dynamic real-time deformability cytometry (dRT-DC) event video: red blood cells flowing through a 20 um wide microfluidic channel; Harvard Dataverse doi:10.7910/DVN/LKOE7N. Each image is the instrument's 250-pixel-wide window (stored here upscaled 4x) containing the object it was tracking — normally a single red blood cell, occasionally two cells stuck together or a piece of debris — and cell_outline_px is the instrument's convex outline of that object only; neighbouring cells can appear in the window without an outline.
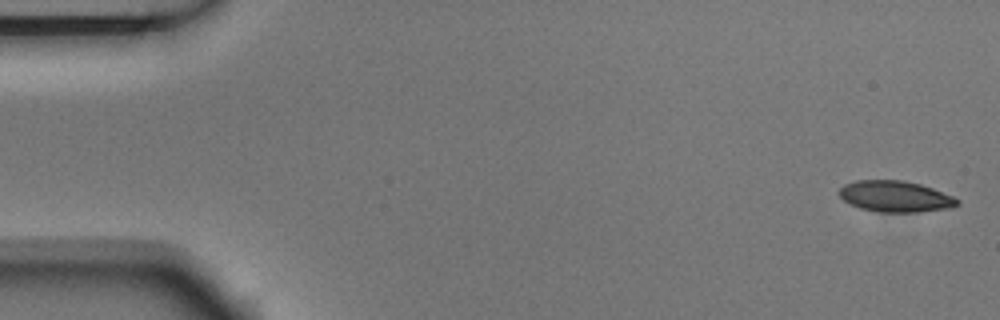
{"species": "Egyptian fruit bat (a non-hibernating species)", "species_latin": "Rousettus aegyptiacus", "temperature_condition": "room temperature", "stored_images_in_passage": 5, "camera_frame_rate_fps": 3000, "um_per_image_px": 0.085, "animal": {"sex": "male"}, "frame": {"image": 1, "passage_image": 1, "time_ms": 0.0, "image_size_px": [1000, 320], "cell_outline_px": [[960, 204], [948, 208], [920, 212], [880, 212], [860, 208], [844, 200], [840, 196], [840, 188], [844, 184], [856, 180], [900, 180], [920, 184], [932, 188], [952, 196], [960, 200]], "centroid_in_image_um": [76.11, 16.69], "position_along_channel_um": 8.9, "area_um2": 21.27}}
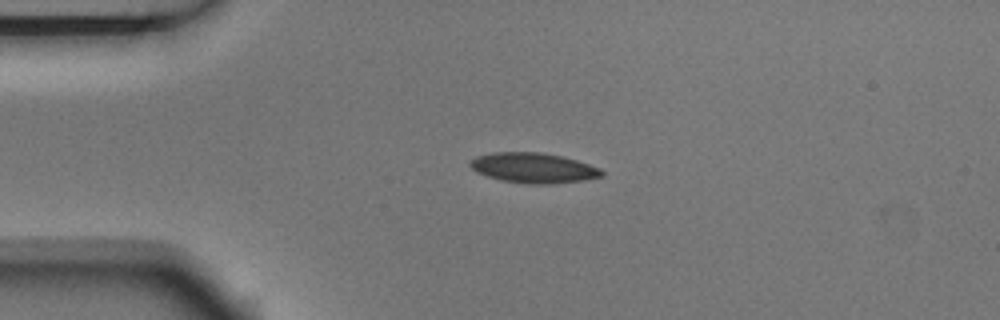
{"frame": {"image": 2, "passage_image": 4, "time_ms": 1.0, "image_size_px": [1000, 320], "cell_outline_px": [[604, 176], [584, 180], [548, 184], [528, 184], [500, 180], [476, 172], [468, 164], [476, 156], [496, 152], [540, 152], [560, 156], [576, 160], [600, 168], [604, 172]], "centroid_in_image_um": [45.35, 14.27], "position_along_channel_um": 39.7, "area_um2": 23.0}}